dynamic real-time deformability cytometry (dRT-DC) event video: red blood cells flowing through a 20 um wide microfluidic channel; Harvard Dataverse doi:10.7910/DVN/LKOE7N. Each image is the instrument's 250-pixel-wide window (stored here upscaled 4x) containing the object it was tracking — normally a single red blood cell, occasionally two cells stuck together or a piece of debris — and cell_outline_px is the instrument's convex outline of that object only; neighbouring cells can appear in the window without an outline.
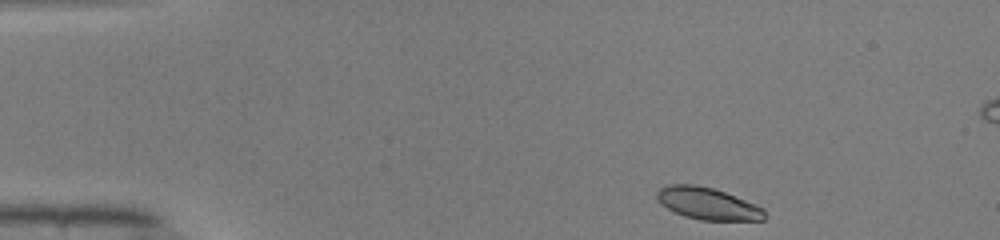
{"species": "common noctule bat (a hibernating species)", "species_latin": "Nyctalus noctula", "temperature_condition": "warm", "stored_images_in_passage": 44, "camera_frame_rate_fps": 3000, "um_per_image_px": 0.085, "animal": {"sex": "male", "body_mass_g": 19.0, "forearm_length_mm": 50.8}, "frame": {"image": 1, "passage_image": 1, "time_ms": 0.0, "image_size_px": [1000, 240], "cell_outline_px": [[764, 220], [700, 220], [684, 216], [660, 204], [656, 196], [656, 192], [660, 188], [668, 184], [696, 184], [712, 188], [724, 192], [764, 208]], "centroid_in_image_um": [60.11, 17.3], "position_along_channel_um": 24.9, "area_um2": 19.88}}
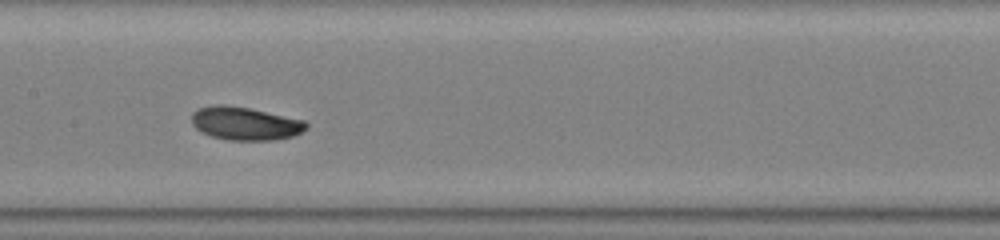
{"frame": {"image": 2, "passage_image": 19, "time_ms": 6.0, "image_size_px": [1000, 240], "cell_outline_px": [[308, 128], [292, 136], [276, 140], [228, 140], [212, 136], [200, 132], [192, 124], [192, 112], [200, 108], [248, 108], [304, 120], [308, 124]], "centroid_in_image_um": [20.89, 10.55], "position_along_channel_um": 186.5, "area_um2": 21.27}}
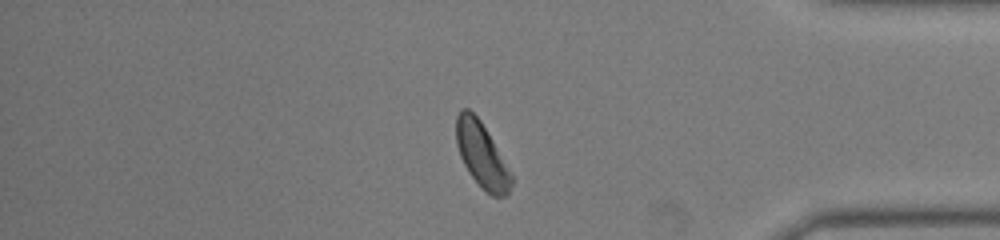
{"frame": {"image": 3, "passage_image": 36, "time_ms": 11.667, "image_size_px": [1000, 240], "cell_outline_px": [[512, 184], [508, 196], [492, 196], [468, 172], [460, 156], [456, 144], [456, 116], [460, 108], [468, 108], [480, 120], [492, 140], [512, 176]], "centroid_in_image_um": [40.92, 13.15], "position_along_channel_um": 394.3, "area_um2": 20.4}, "authors_computed_cell_mechanics": {"area_um2": 20.9814, "velocity_mm_per_s": 4.0631, "shape_relaxation_time_tau1_ms": 3.0376, "shape_relaxation_time_tau2_ms": null, "deformation_change_tau1": 0.1218, "deformation_change_tau2": null}}